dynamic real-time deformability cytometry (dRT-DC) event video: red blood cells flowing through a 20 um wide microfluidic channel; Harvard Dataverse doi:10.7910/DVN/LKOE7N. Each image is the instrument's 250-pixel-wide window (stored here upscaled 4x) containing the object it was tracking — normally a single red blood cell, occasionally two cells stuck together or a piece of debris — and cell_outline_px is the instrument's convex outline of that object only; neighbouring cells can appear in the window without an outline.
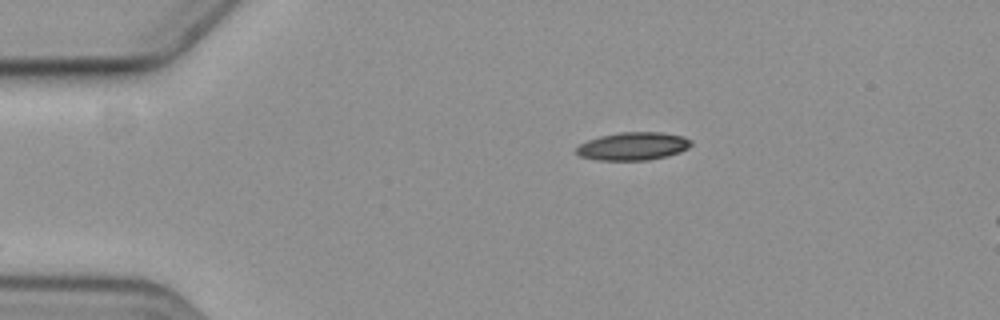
{"species": "common noctule bat (a hibernating species)", "species_latin": "Nyctalus noctula", "temperature_condition": "cold", "stored_images_in_passage": 3, "camera_frame_rate_fps": 3000, "um_per_image_px": 0.085, "animal": {"sex": "female", "body_mass_g": 19.3, "forearm_length_mm": 54.1}, "frame": {"image": 1, "passage_image": 3, "time_ms": 2.333, "image_size_px": [1000, 320], "cell_outline_px": [[692, 144], [688, 148], [680, 152], [668, 156], [648, 160], [596, 160], [580, 156], [576, 152], [576, 148], [580, 144], [588, 140], [600, 136], [620, 132], [660, 132], [684, 136], [692, 140]], "centroid_in_image_um": [53.83, 12.43], "position_along_channel_um": 31.2, "area_um2": 18.79}}